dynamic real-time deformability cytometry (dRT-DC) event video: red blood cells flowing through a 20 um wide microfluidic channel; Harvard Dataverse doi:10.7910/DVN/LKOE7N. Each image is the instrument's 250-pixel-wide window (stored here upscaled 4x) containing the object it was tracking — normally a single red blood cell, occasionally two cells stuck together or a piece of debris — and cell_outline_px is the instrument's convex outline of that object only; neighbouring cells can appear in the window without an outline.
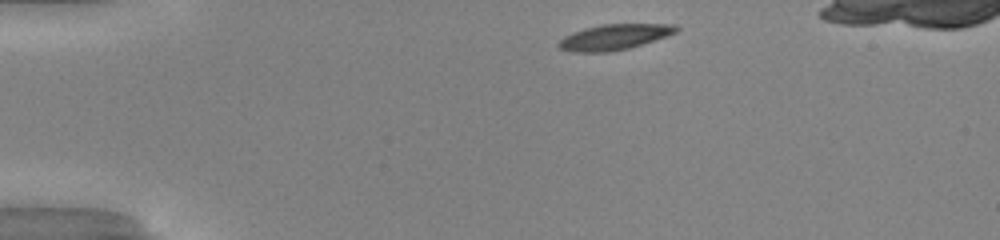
{"species": "common noctule bat (a hibernating species)", "species_latin": "Nyctalus noctula", "temperature_condition": "warm", "stored_images_in_passage": 36, "camera_frame_rate_fps": 3000, "um_per_image_px": 0.085, "animal": {"sex": "male", "body_mass_g": 20.0, "forearm_length_mm": 53.3}, "frame": {"image": 1, "passage_image": 1, "time_ms": 0.0, "image_size_px": [1000, 240], "cell_outline_px": [[680, 28], [676, 32], [628, 48], [612, 52], [572, 52], [560, 48], [556, 44], [564, 36], [584, 28], [604, 24], [676, 24]], "centroid_in_image_um": [52.18, 3.14], "position_along_channel_um": 32.8, "area_um2": 17.28}}
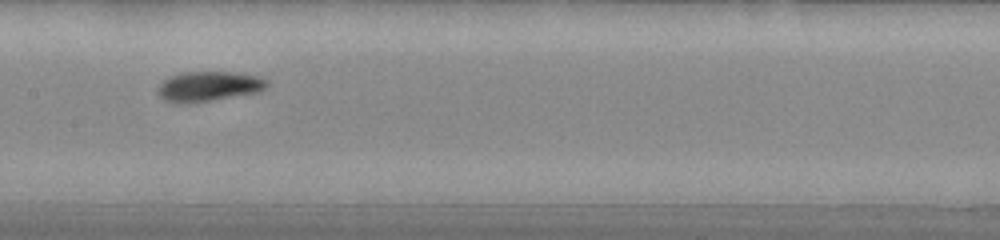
{"frame": {"image": 2, "passage_image": 17, "time_ms": 5.333, "image_size_px": [1000, 240], "cell_outline_px": [[268, 88], [260, 92], [188, 104], [172, 104], [164, 100], [156, 92], [160, 84], [168, 76], [184, 72], [236, 72], [264, 76], [268, 80]], "centroid_in_image_um": [17.77, 7.35], "position_along_channel_um": 189.6, "area_um2": 19.65}}
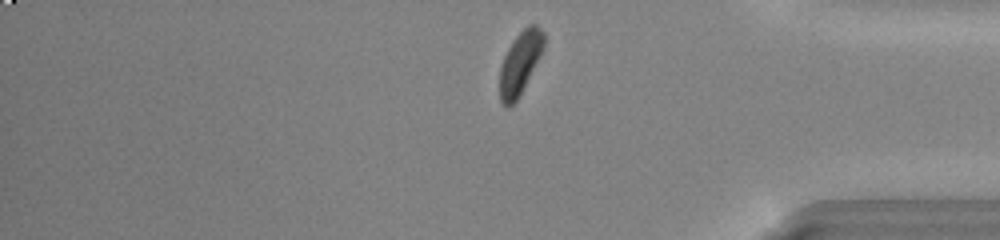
{"frame": {"image": 3, "passage_image": 33, "time_ms": 10.667, "image_size_px": [1000, 240], "cell_outline_px": [[544, 48], [540, 56], [516, 100], [508, 108], [500, 100], [500, 68], [504, 56], [512, 40], [528, 24], [536, 24], [544, 32]], "centroid_in_image_um": [44.21, 5.3], "position_along_channel_um": 391.0, "area_um2": 15.78}, "authors_computed_cell_mechanics": {"area_um2": 18.1492, "velocity_mm_per_s": 4.0913, "shape_relaxation_time_tau1_ms": 2.6816, "shape_relaxation_time_tau2_ms": 3.8197, "deformation_change_tau1": 0.1453, "deformation_change_tau2": 0.1048}}